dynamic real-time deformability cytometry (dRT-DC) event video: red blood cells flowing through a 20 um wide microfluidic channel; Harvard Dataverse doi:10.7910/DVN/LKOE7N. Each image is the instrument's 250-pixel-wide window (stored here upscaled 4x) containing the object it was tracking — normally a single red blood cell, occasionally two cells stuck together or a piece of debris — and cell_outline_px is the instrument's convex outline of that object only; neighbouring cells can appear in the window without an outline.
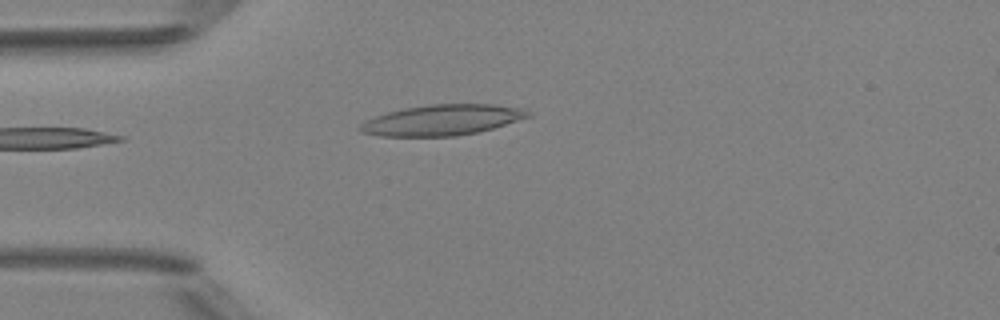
{"species": "Egyptian fruit bat (a non-hibernating species)", "species_latin": "Rousettus aegyptiacus", "temperature_condition": "room temperature", "stored_images_in_passage": 3, "camera_frame_rate_fps": 3000, "um_per_image_px": 0.085, "animal": {"sex": "female"}, "frame": {"image": 1, "passage_image": 3, "time_ms": 2.333, "image_size_px": [1000, 320], "cell_outline_px": [[532, 116], [492, 128], [476, 132], [456, 136], [380, 136], [360, 132], [356, 128], [364, 120], [388, 112], [404, 108], [428, 104], [496, 104], [524, 108], [532, 112]], "centroid_in_image_um": [37.58, 10.19], "position_along_channel_um": 47.4, "area_um2": 30.17}}